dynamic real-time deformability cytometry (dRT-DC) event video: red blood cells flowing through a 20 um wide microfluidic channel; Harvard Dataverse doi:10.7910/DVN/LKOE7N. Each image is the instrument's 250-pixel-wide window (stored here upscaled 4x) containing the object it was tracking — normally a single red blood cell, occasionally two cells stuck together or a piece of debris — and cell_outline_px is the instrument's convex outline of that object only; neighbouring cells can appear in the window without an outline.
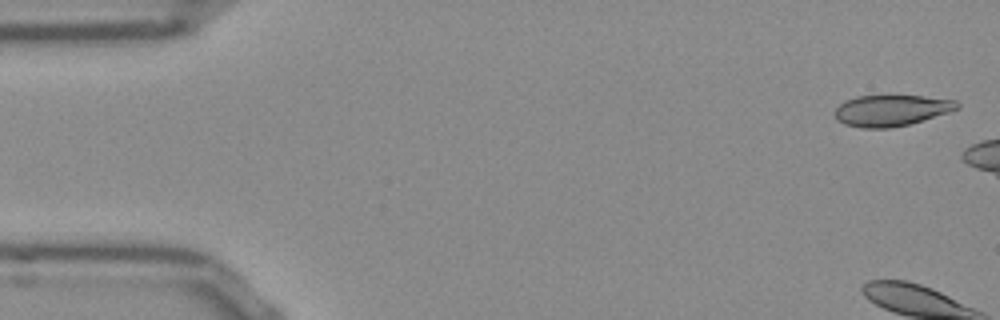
{"species": "Egyptian fruit bat (a non-hibernating species)", "species_latin": "Rousettus aegyptiacus", "temperature_condition": "room temperature", "stored_images_in_passage": 5, "camera_frame_rate_fps": 3000, "um_per_image_px": 0.085, "frame": {"image": 1, "passage_image": 2, "time_ms": 0.333, "image_size_px": [1000, 320], "cell_outline_px": [[960, 108], [948, 112], [908, 124], [892, 128], [864, 128], [844, 124], [836, 120], [836, 108], [844, 100], [856, 96], [924, 96], [956, 100], [960, 104]], "centroid_in_image_um": [75.75, 9.38], "position_along_channel_um": 9.2, "area_um2": 22.08}}